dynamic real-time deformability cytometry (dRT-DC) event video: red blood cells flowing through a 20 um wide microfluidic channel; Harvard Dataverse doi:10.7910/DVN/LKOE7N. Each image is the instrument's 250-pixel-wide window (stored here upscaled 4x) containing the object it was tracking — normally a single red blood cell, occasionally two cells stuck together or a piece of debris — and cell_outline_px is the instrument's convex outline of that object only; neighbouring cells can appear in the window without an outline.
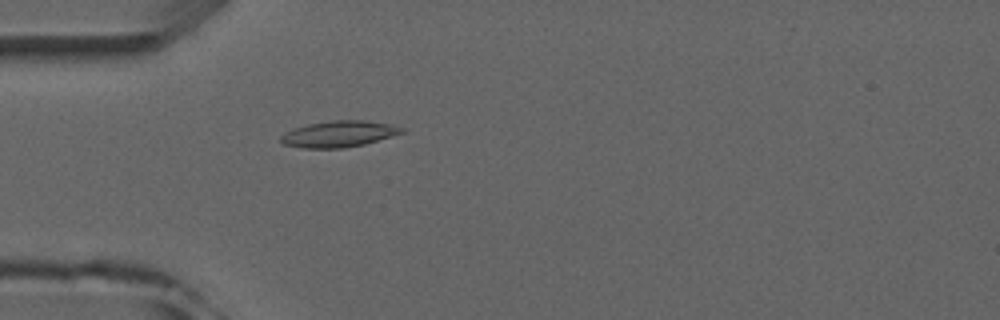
{"species": "common noctule bat (a hibernating species)", "species_latin": "Nyctalus noctula", "temperature_condition": "room temperature", "stored_images_in_passage": 4, "camera_frame_rate_fps": 3000, "um_per_image_px": 0.085, "animal": {"sex": "male", "forearm_length_mm": 52.5}, "frame": {"image": 1, "passage_image": 4, "time_ms": 4.0, "image_size_px": [1000, 320], "cell_outline_px": [[404, 132], [392, 136], [364, 144], [344, 148], [304, 148], [284, 144], [280, 140], [280, 136], [284, 132], [292, 128], [308, 124], [332, 120], [368, 120], [392, 124], [404, 128]], "centroid_in_image_um": [28.8, 11.37], "position_along_channel_um": 56.2, "area_um2": 18.61}}